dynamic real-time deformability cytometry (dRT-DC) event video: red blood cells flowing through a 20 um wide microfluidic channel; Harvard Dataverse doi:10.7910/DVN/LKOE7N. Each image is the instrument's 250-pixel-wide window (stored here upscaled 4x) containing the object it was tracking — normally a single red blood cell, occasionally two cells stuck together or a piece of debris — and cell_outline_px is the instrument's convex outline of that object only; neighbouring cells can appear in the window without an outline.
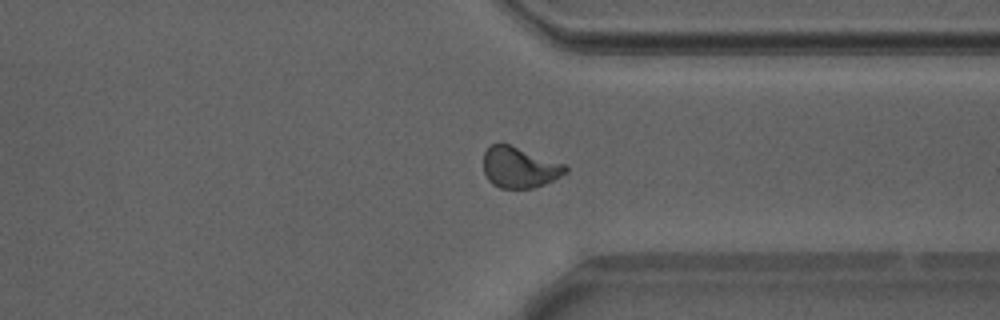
{"species": "Egyptian fruit bat (a non-hibernating species)", "species_latin": "Rousettus aegyptiacus", "temperature_condition": "warm", "stored_images_in_passage": 51, "camera_frame_rate_fps": 3000, "um_per_image_px": 0.085, "animal": {"sex": "male"}, "frame": {"image": 1, "passage_image": 37, "time_ms": 12.0, "image_size_px": [1000, 320], "cell_outline_px": [[568, 172], [544, 184], [532, 188], [500, 188], [492, 184], [488, 180], [484, 172], [484, 152], [492, 144], [508, 144], [568, 164]], "centroid_in_image_um": [44.18, 14.23], "position_along_channel_um": 367.2, "area_um2": 19.59}, "authors_computed_cell_mechanics": {"area_um2": 19.7098, "velocity_mm_per_s": 3.8717, "shape_relaxation_time_tau1_ms": 6.9968, "shape_relaxation_time_tau2_ms": 1.09, "deformation_change_tau1": 0.1579, "deformation_change_tau2": 0.0712}}